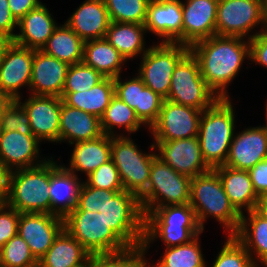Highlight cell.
Masks as SVG:
<instances>
[{"label":"cell","mask_w":267,"mask_h":267,"mask_svg":"<svg viewBox=\"0 0 267 267\" xmlns=\"http://www.w3.org/2000/svg\"><path fill=\"white\" fill-rule=\"evenodd\" d=\"M12 101L13 99L9 95L0 91V117Z\"/></svg>","instance_id":"obj_55"},{"label":"cell","mask_w":267,"mask_h":267,"mask_svg":"<svg viewBox=\"0 0 267 267\" xmlns=\"http://www.w3.org/2000/svg\"><path fill=\"white\" fill-rule=\"evenodd\" d=\"M121 79V75L114 78V95L134 110L139 107L140 90H143L145 84L139 76L127 81Z\"/></svg>","instance_id":"obj_46"},{"label":"cell","mask_w":267,"mask_h":267,"mask_svg":"<svg viewBox=\"0 0 267 267\" xmlns=\"http://www.w3.org/2000/svg\"><path fill=\"white\" fill-rule=\"evenodd\" d=\"M145 33L146 27L141 24L111 22L105 38L128 61L149 49L145 48Z\"/></svg>","instance_id":"obj_33"},{"label":"cell","mask_w":267,"mask_h":267,"mask_svg":"<svg viewBox=\"0 0 267 267\" xmlns=\"http://www.w3.org/2000/svg\"><path fill=\"white\" fill-rule=\"evenodd\" d=\"M17 101L25 109L29 116L30 127L33 135L42 142H60V112L61 97L32 95L26 101Z\"/></svg>","instance_id":"obj_15"},{"label":"cell","mask_w":267,"mask_h":267,"mask_svg":"<svg viewBox=\"0 0 267 267\" xmlns=\"http://www.w3.org/2000/svg\"><path fill=\"white\" fill-rule=\"evenodd\" d=\"M105 77L84 62L69 66L62 93L87 91L100 83Z\"/></svg>","instance_id":"obj_39"},{"label":"cell","mask_w":267,"mask_h":267,"mask_svg":"<svg viewBox=\"0 0 267 267\" xmlns=\"http://www.w3.org/2000/svg\"><path fill=\"white\" fill-rule=\"evenodd\" d=\"M113 96L114 78L105 77L87 91L62 93L61 99L66 105L78 108L100 119Z\"/></svg>","instance_id":"obj_32"},{"label":"cell","mask_w":267,"mask_h":267,"mask_svg":"<svg viewBox=\"0 0 267 267\" xmlns=\"http://www.w3.org/2000/svg\"><path fill=\"white\" fill-rule=\"evenodd\" d=\"M211 267H257L247 250L233 235H227Z\"/></svg>","instance_id":"obj_41"},{"label":"cell","mask_w":267,"mask_h":267,"mask_svg":"<svg viewBox=\"0 0 267 267\" xmlns=\"http://www.w3.org/2000/svg\"><path fill=\"white\" fill-rule=\"evenodd\" d=\"M98 212L128 247L143 245L145 217L136 195L119 191Z\"/></svg>","instance_id":"obj_11"},{"label":"cell","mask_w":267,"mask_h":267,"mask_svg":"<svg viewBox=\"0 0 267 267\" xmlns=\"http://www.w3.org/2000/svg\"><path fill=\"white\" fill-rule=\"evenodd\" d=\"M57 26L53 15L41 3L18 21L20 33H16L13 42L29 49L42 50Z\"/></svg>","instance_id":"obj_25"},{"label":"cell","mask_w":267,"mask_h":267,"mask_svg":"<svg viewBox=\"0 0 267 267\" xmlns=\"http://www.w3.org/2000/svg\"><path fill=\"white\" fill-rule=\"evenodd\" d=\"M85 182L93 188L124 190L118 169L112 160L101 164L95 171L87 176Z\"/></svg>","instance_id":"obj_45"},{"label":"cell","mask_w":267,"mask_h":267,"mask_svg":"<svg viewBox=\"0 0 267 267\" xmlns=\"http://www.w3.org/2000/svg\"><path fill=\"white\" fill-rule=\"evenodd\" d=\"M202 111L164 99L157 121L150 130L155 141L198 136Z\"/></svg>","instance_id":"obj_13"},{"label":"cell","mask_w":267,"mask_h":267,"mask_svg":"<svg viewBox=\"0 0 267 267\" xmlns=\"http://www.w3.org/2000/svg\"><path fill=\"white\" fill-rule=\"evenodd\" d=\"M51 160L38 166L10 171L4 202L19 213L51 214L49 196Z\"/></svg>","instance_id":"obj_5"},{"label":"cell","mask_w":267,"mask_h":267,"mask_svg":"<svg viewBox=\"0 0 267 267\" xmlns=\"http://www.w3.org/2000/svg\"><path fill=\"white\" fill-rule=\"evenodd\" d=\"M64 229L91 255L118 253L129 248L98 211L72 210L64 218Z\"/></svg>","instance_id":"obj_7"},{"label":"cell","mask_w":267,"mask_h":267,"mask_svg":"<svg viewBox=\"0 0 267 267\" xmlns=\"http://www.w3.org/2000/svg\"><path fill=\"white\" fill-rule=\"evenodd\" d=\"M40 141L34 135L18 131L0 132V160L10 170L31 168L43 164L40 158Z\"/></svg>","instance_id":"obj_22"},{"label":"cell","mask_w":267,"mask_h":267,"mask_svg":"<svg viewBox=\"0 0 267 267\" xmlns=\"http://www.w3.org/2000/svg\"><path fill=\"white\" fill-rule=\"evenodd\" d=\"M8 3L12 15L19 21L30 10L37 8L42 2L39 0H8Z\"/></svg>","instance_id":"obj_51"},{"label":"cell","mask_w":267,"mask_h":267,"mask_svg":"<svg viewBox=\"0 0 267 267\" xmlns=\"http://www.w3.org/2000/svg\"><path fill=\"white\" fill-rule=\"evenodd\" d=\"M148 264H150V263H146L143 267H153L151 264L150 265H148Z\"/></svg>","instance_id":"obj_59"},{"label":"cell","mask_w":267,"mask_h":267,"mask_svg":"<svg viewBox=\"0 0 267 267\" xmlns=\"http://www.w3.org/2000/svg\"><path fill=\"white\" fill-rule=\"evenodd\" d=\"M146 253L142 245L118 253L95 254L90 257V267H143L147 263Z\"/></svg>","instance_id":"obj_38"},{"label":"cell","mask_w":267,"mask_h":267,"mask_svg":"<svg viewBox=\"0 0 267 267\" xmlns=\"http://www.w3.org/2000/svg\"><path fill=\"white\" fill-rule=\"evenodd\" d=\"M6 131H18L23 135H33L29 116L17 100H13L0 117V132Z\"/></svg>","instance_id":"obj_42"},{"label":"cell","mask_w":267,"mask_h":267,"mask_svg":"<svg viewBox=\"0 0 267 267\" xmlns=\"http://www.w3.org/2000/svg\"><path fill=\"white\" fill-rule=\"evenodd\" d=\"M218 99L202 77L197 58L189 51L174 69L167 100L204 111Z\"/></svg>","instance_id":"obj_9"},{"label":"cell","mask_w":267,"mask_h":267,"mask_svg":"<svg viewBox=\"0 0 267 267\" xmlns=\"http://www.w3.org/2000/svg\"><path fill=\"white\" fill-rule=\"evenodd\" d=\"M219 98L202 111L198 139L205 162L213 169L225 165L235 132L232 100Z\"/></svg>","instance_id":"obj_3"},{"label":"cell","mask_w":267,"mask_h":267,"mask_svg":"<svg viewBox=\"0 0 267 267\" xmlns=\"http://www.w3.org/2000/svg\"><path fill=\"white\" fill-rule=\"evenodd\" d=\"M64 230V218L48 213H20L18 234L39 260Z\"/></svg>","instance_id":"obj_16"},{"label":"cell","mask_w":267,"mask_h":267,"mask_svg":"<svg viewBox=\"0 0 267 267\" xmlns=\"http://www.w3.org/2000/svg\"><path fill=\"white\" fill-rule=\"evenodd\" d=\"M163 101V97L147 86L140 90L139 107L134 110L138 119L143 125H147L148 129L157 121Z\"/></svg>","instance_id":"obj_43"},{"label":"cell","mask_w":267,"mask_h":267,"mask_svg":"<svg viewBox=\"0 0 267 267\" xmlns=\"http://www.w3.org/2000/svg\"><path fill=\"white\" fill-rule=\"evenodd\" d=\"M69 66L43 50H34L30 93L61 97Z\"/></svg>","instance_id":"obj_21"},{"label":"cell","mask_w":267,"mask_h":267,"mask_svg":"<svg viewBox=\"0 0 267 267\" xmlns=\"http://www.w3.org/2000/svg\"><path fill=\"white\" fill-rule=\"evenodd\" d=\"M142 124L143 123L138 119L135 110L130 108L115 95L111 98L109 106L100 118L102 132L109 136L118 135L114 130L115 127L116 129L124 128V131L131 134L137 132Z\"/></svg>","instance_id":"obj_35"},{"label":"cell","mask_w":267,"mask_h":267,"mask_svg":"<svg viewBox=\"0 0 267 267\" xmlns=\"http://www.w3.org/2000/svg\"><path fill=\"white\" fill-rule=\"evenodd\" d=\"M78 267H90V260L86 264H82L81 266Z\"/></svg>","instance_id":"obj_56"},{"label":"cell","mask_w":267,"mask_h":267,"mask_svg":"<svg viewBox=\"0 0 267 267\" xmlns=\"http://www.w3.org/2000/svg\"><path fill=\"white\" fill-rule=\"evenodd\" d=\"M65 23L85 42L105 38L111 20L104 0H85Z\"/></svg>","instance_id":"obj_23"},{"label":"cell","mask_w":267,"mask_h":267,"mask_svg":"<svg viewBox=\"0 0 267 267\" xmlns=\"http://www.w3.org/2000/svg\"><path fill=\"white\" fill-rule=\"evenodd\" d=\"M74 146L68 171L84 172L86 176L95 171L101 164L111 160V136L103 134L100 137L72 144Z\"/></svg>","instance_id":"obj_29"},{"label":"cell","mask_w":267,"mask_h":267,"mask_svg":"<svg viewBox=\"0 0 267 267\" xmlns=\"http://www.w3.org/2000/svg\"><path fill=\"white\" fill-rule=\"evenodd\" d=\"M150 151L155 149L166 164L178 173L193 178L209 172L212 168L205 162L198 136L171 141H154Z\"/></svg>","instance_id":"obj_14"},{"label":"cell","mask_w":267,"mask_h":267,"mask_svg":"<svg viewBox=\"0 0 267 267\" xmlns=\"http://www.w3.org/2000/svg\"><path fill=\"white\" fill-rule=\"evenodd\" d=\"M267 103V102H266ZM266 120H267V104H266ZM265 129H266V131H267V121H266V125H264L263 126Z\"/></svg>","instance_id":"obj_57"},{"label":"cell","mask_w":267,"mask_h":267,"mask_svg":"<svg viewBox=\"0 0 267 267\" xmlns=\"http://www.w3.org/2000/svg\"><path fill=\"white\" fill-rule=\"evenodd\" d=\"M189 51V46L180 43L160 42L150 46L141 56L137 75L145 86L167 99L174 69Z\"/></svg>","instance_id":"obj_12"},{"label":"cell","mask_w":267,"mask_h":267,"mask_svg":"<svg viewBox=\"0 0 267 267\" xmlns=\"http://www.w3.org/2000/svg\"><path fill=\"white\" fill-rule=\"evenodd\" d=\"M181 0H150L144 23L147 32L162 38V42L182 44Z\"/></svg>","instance_id":"obj_20"},{"label":"cell","mask_w":267,"mask_h":267,"mask_svg":"<svg viewBox=\"0 0 267 267\" xmlns=\"http://www.w3.org/2000/svg\"><path fill=\"white\" fill-rule=\"evenodd\" d=\"M199 235L190 242L167 247L153 267H207L199 243Z\"/></svg>","instance_id":"obj_36"},{"label":"cell","mask_w":267,"mask_h":267,"mask_svg":"<svg viewBox=\"0 0 267 267\" xmlns=\"http://www.w3.org/2000/svg\"><path fill=\"white\" fill-rule=\"evenodd\" d=\"M91 254L65 229L38 260L41 267H78L90 260Z\"/></svg>","instance_id":"obj_30"},{"label":"cell","mask_w":267,"mask_h":267,"mask_svg":"<svg viewBox=\"0 0 267 267\" xmlns=\"http://www.w3.org/2000/svg\"><path fill=\"white\" fill-rule=\"evenodd\" d=\"M246 213L248 216H245L244 212L241 214L238 230L233 236L247 250L257 267H259L258 262L265 266L267 265V220L255 210Z\"/></svg>","instance_id":"obj_28"},{"label":"cell","mask_w":267,"mask_h":267,"mask_svg":"<svg viewBox=\"0 0 267 267\" xmlns=\"http://www.w3.org/2000/svg\"><path fill=\"white\" fill-rule=\"evenodd\" d=\"M10 170L0 160V202H4L8 193Z\"/></svg>","instance_id":"obj_52"},{"label":"cell","mask_w":267,"mask_h":267,"mask_svg":"<svg viewBox=\"0 0 267 267\" xmlns=\"http://www.w3.org/2000/svg\"><path fill=\"white\" fill-rule=\"evenodd\" d=\"M246 41L242 37L215 35L190 46L202 77L219 98H229L226 88L239 74L244 60H250V42Z\"/></svg>","instance_id":"obj_1"},{"label":"cell","mask_w":267,"mask_h":267,"mask_svg":"<svg viewBox=\"0 0 267 267\" xmlns=\"http://www.w3.org/2000/svg\"><path fill=\"white\" fill-rule=\"evenodd\" d=\"M119 191L122 190L93 188L82 180L77 205L73 210H88L90 212H97L99 209L103 208L108 199H111Z\"/></svg>","instance_id":"obj_44"},{"label":"cell","mask_w":267,"mask_h":267,"mask_svg":"<svg viewBox=\"0 0 267 267\" xmlns=\"http://www.w3.org/2000/svg\"><path fill=\"white\" fill-rule=\"evenodd\" d=\"M235 134L225 166L248 171L267 159V131L263 126L250 127Z\"/></svg>","instance_id":"obj_19"},{"label":"cell","mask_w":267,"mask_h":267,"mask_svg":"<svg viewBox=\"0 0 267 267\" xmlns=\"http://www.w3.org/2000/svg\"><path fill=\"white\" fill-rule=\"evenodd\" d=\"M111 22L144 25L150 0H104Z\"/></svg>","instance_id":"obj_37"},{"label":"cell","mask_w":267,"mask_h":267,"mask_svg":"<svg viewBox=\"0 0 267 267\" xmlns=\"http://www.w3.org/2000/svg\"><path fill=\"white\" fill-rule=\"evenodd\" d=\"M49 196L51 214L65 218L77 205L81 180L51 157Z\"/></svg>","instance_id":"obj_24"},{"label":"cell","mask_w":267,"mask_h":267,"mask_svg":"<svg viewBox=\"0 0 267 267\" xmlns=\"http://www.w3.org/2000/svg\"><path fill=\"white\" fill-rule=\"evenodd\" d=\"M203 231L189 203L158 207L145 216L143 247L147 250L157 238L166 248L178 246L190 242Z\"/></svg>","instance_id":"obj_4"},{"label":"cell","mask_w":267,"mask_h":267,"mask_svg":"<svg viewBox=\"0 0 267 267\" xmlns=\"http://www.w3.org/2000/svg\"><path fill=\"white\" fill-rule=\"evenodd\" d=\"M83 62L104 77L116 78L122 72L125 58L106 38L84 42Z\"/></svg>","instance_id":"obj_31"},{"label":"cell","mask_w":267,"mask_h":267,"mask_svg":"<svg viewBox=\"0 0 267 267\" xmlns=\"http://www.w3.org/2000/svg\"><path fill=\"white\" fill-rule=\"evenodd\" d=\"M59 121L60 143L67 140L72 145L93 140L103 135L98 117L66 105L63 101Z\"/></svg>","instance_id":"obj_27"},{"label":"cell","mask_w":267,"mask_h":267,"mask_svg":"<svg viewBox=\"0 0 267 267\" xmlns=\"http://www.w3.org/2000/svg\"><path fill=\"white\" fill-rule=\"evenodd\" d=\"M19 216L18 211L5 202H0V249L18 234Z\"/></svg>","instance_id":"obj_47"},{"label":"cell","mask_w":267,"mask_h":267,"mask_svg":"<svg viewBox=\"0 0 267 267\" xmlns=\"http://www.w3.org/2000/svg\"><path fill=\"white\" fill-rule=\"evenodd\" d=\"M157 153L138 150L132 138L111 136V160L116 165L124 190L140 198L149 183L153 159Z\"/></svg>","instance_id":"obj_8"},{"label":"cell","mask_w":267,"mask_h":267,"mask_svg":"<svg viewBox=\"0 0 267 267\" xmlns=\"http://www.w3.org/2000/svg\"><path fill=\"white\" fill-rule=\"evenodd\" d=\"M34 50L12 42L0 57V91L13 100L21 97L20 89L29 85Z\"/></svg>","instance_id":"obj_17"},{"label":"cell","mask_w":267,"mask_h":267,"mask_svg":"<svg viewBox=\"0 0 267 267\" xmlns=\"http://www.w3.org/2000/svg\"><path fill=\"white\" fill-rule=\"evenodd\" d=\"M42 50L73 65L83 62L84 41L66 24L58 25Z\"/></svg>","instance_id":"obj_34"},{"label":"cell","mask_w":267,"mask_h":267,"mask_svg":"<svg viewBox=\"0 0 267 267\" xmlns=\"http://www.w3.org/2000/svg\"><path fill=\"white\" fill-rule=\"evenodd\" d=\"M250 42V60L267 68V29L263 30Z\"/></svg>","instance_id":"obj_48"},{"label":"cell","mask_w":267,"mask_h":267,"mask_svg":"<svg viewBox=\"0 0 267 267\" xmlns=\"http://www.w3.org/2000/svg\"><path fill=\"white\" fill-rule=\"evenodd\" d=\"M28 267H41V265H40V263H39V262H37L36 264H34V265H31V266H28Z\"/></svg>","instance_id":"obj_58"},{"label":"cell","mask_w":267,"mask_h":267,"mask_svg":"<svg viewBox=\"0 0 267 267\" xmlns=\"http://www.w3.org/2000/svg\"><path fill=\"white\" fill-rule=\"evenodd\" d=\"M255 211L267 220V195L261 196L259 198Z\"/></svg>","instance_id":"obj_53"},{"label":"cell","mask_w":267,"mask_h":267,"mask_svg":"<svg viewBox=\"0 0 267 267\" xmlns=\"http://www.w3.org/2000/svg\"><path fill=\"white\" fill-rule=\"evenodd\" d=\"M37 262L28 244L19 234L12 237L0 249L1 267H28Z\"/></svg>","instance_id":"obj_40"},{"label":"cell","mask_w":267,"mask_h":267,"mask_svg":"<svg viewBox=\"0 0 267 267\" xmlns=\"http://www.w3.org/2000/svg\"><path fill=\"white\" fill-rule=\"evenodd\" d=\"M185 2V3H184ZM182 5V44L191 46L216 35L219 0H185Z\"/></svg>","instance_id":"obj_18"},{"label":"cell","mask_w":267,"mask_h":267,"mask_svg":"<svg viewBox=\"0 0 267 267\" xmlns=\"http://www.w3.org/2000/svg\"><path fill=\"white\" fill-rule=\"evenodd\" d=\"M189 204L203 230L204 222L210 216L221 223L228 235H233L238 230L241 214L230 203L222 182L213 169L191 179Z\"/></svg>","instance_id":"obj_2"},{"label":"cell","mask_w":267,"mask_h":267,"mask_svg":"<svg viewBox=\"0 0 267 267\" xmlns=\"http://www.w3.org/2000/svg\"><path fill=\"white\" fill-rule=\"evenodd\" d=\"M248 173L257 195H267V159L257 163Z\"/></svg>","instance_id":"obj_49"},{"label":"cell","mask_w":267,"mask_h":267,"mask_svg":"<svg viewBox=\"0 0 267 267\" xmlns=\"http://www.w3.org/2000/svg\"><path fill=\"white\" fill-rule=\"evenodd\" d=\"M13 40L4 32L0 31V57L5 53L7 47Z\"/></svg>","instance_id":"obj_54"},{"label":"cell","mask_w":267,"mask_h":267,"mask_svg":"<svg viewBox=\"0 0 267 267\" xmlns=\"http://www.w3.org/2000/svg\"><path fill=\"white\" fill-rule=\"evenodd\" d=\"M16 26H18V21L10 11L8 0H0V31L13 40L16 35L14 33Z\"/></svg>","instance_id":"obj_50"},{"label":"cell","mask_w":267,"mask_h":267,"mask_svg":"<svg viewBox=\"0 0 267 267\" xmlns=\"http://www.w3.org/2000/svg\"><path fill=\"white\" fill-rule=\"evenodd\" d=\"M213 170L218 174L224 191L234 208L240 213L255 210L259 196L247 170H238L225 165ZM244 208V209H243Z\"/></svg>","instance_id":"obj_26"},{"label":"cell","mask_w":267,"mask_h":267,"mask_svg":"<svg viewBox=\"0 0 267 267\" xmlns=\"http://www.w3.org/2000/svg\"><path fill=\"white\" fill-rule=\"evenodd\" d=\"M191 179L156 156L152 162L146 192L139 198L144 217L158 207L189 203Z\"/></svg>","instance_id":"obj_6"},{"label":"cell","mask_w":267,"mask_h":267,"mask_svg":"<svg viewBox=\"0 0 267 267\" xmlns=\"http://www.w3.org/2000/svg\"><path fill=\"white\" fill-rule=\"evenodd\" d=\"M261 25L254 34L251 29ZM267 29V0H219L216 35L250 40ZM250 34V35H249ZM247 35V36H246Z\"/></svg>","instance_id":"obj_10"}]
</instances>
